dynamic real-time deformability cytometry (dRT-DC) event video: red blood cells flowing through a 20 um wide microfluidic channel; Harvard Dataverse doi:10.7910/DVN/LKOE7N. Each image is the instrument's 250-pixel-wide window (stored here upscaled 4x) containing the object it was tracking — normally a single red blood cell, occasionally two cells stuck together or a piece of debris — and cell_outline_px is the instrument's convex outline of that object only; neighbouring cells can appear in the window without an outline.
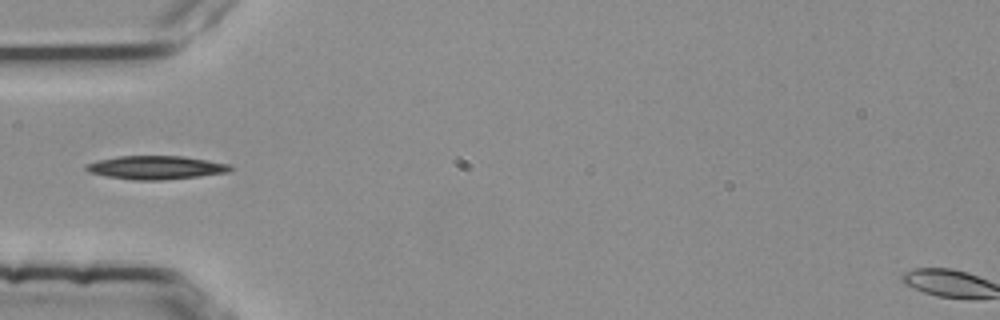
{"species": "common noctule bat (a hibernating species)", "species_latin": "Nyctalus noctula", "temperature_condition": "room temperature", "stored_images_in_passage": 13, "camera_frame_rate_fps": 3000, "um_per_image_px": 0.085, "animal": {"sex": "female", "body_mass_g": 25.1}, "frame": {"image": 1, "passage_image": 1, "time_ms": 0.0, "image_size_px": [1000, 320], "cell_outline_px": [[232, 168], [228, 172], [196, 176], [160, 180], [132, 180], [108, 176], [88, 172], [84, 168], [84, 164], [116, 156], [184, 156], [232, 164]], "centroid_in_image_um": [13.23, 14.23], "position_along_channel_um": 71.8, "area_um2": 19.65}}